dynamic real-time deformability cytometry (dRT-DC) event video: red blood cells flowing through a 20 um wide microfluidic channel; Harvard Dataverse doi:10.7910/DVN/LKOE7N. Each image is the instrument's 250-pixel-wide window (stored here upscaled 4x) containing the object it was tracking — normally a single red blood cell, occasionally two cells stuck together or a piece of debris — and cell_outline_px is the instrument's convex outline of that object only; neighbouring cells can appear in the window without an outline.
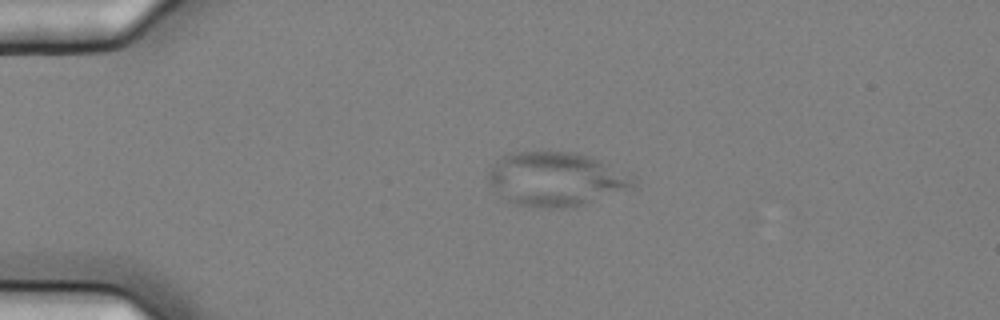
{"species": "common noctule bat (a hibernating species)", "species_latin": "Nyctalus noctula", "temperature_condition": "cold", "stored_images_in_passage": 38, "camera_frame_rate_fps": 3000, "um_per_image_px": 0.085, "animal": {"sex": "female", "body_mass_g": 25.1}, "frame": {"image": 1, "passage_image": 1, "time_ms": 0.0, "image_size_px": [1000, 320], "cell_outline_px": [[640, 180], [632, 188], [580, 204], [564, 208], [544, 208], [516, 204], [500, 196], [488, 184], [488, 172], [492, 164], [496, 160], [512, 152], [544, 148], [576, 152], [588, 156], [632, 176]], "centroid_in_image_um": [47.18, 15.17], "position_along_channel_um": 37.8, "area_um2": 46.07}}
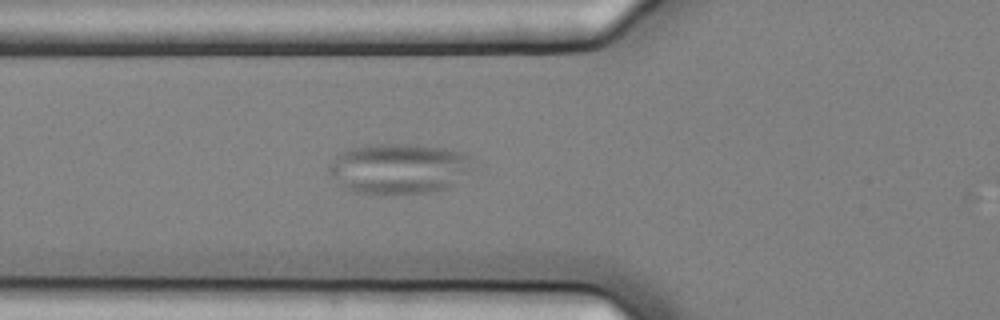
{"frame": {"image": 2, "passage_image": 9, "time_ms": 2.667, "image_size_px": [1000, 320], "cell_outline_px": [[472, 168], [468, 172], [448, 188], [432, 192], [356, 192], [344, 188], [332, 176], [328, 168], [328, 164], [336, 156], [348, 148], [380, 144], [416, 144], [444, 148], [460, 152], [468, 156]], "centroid_in_image_um": [33.89, 14.3], "position_along_channel_um": 91.9, "area_um2": 41.44}}
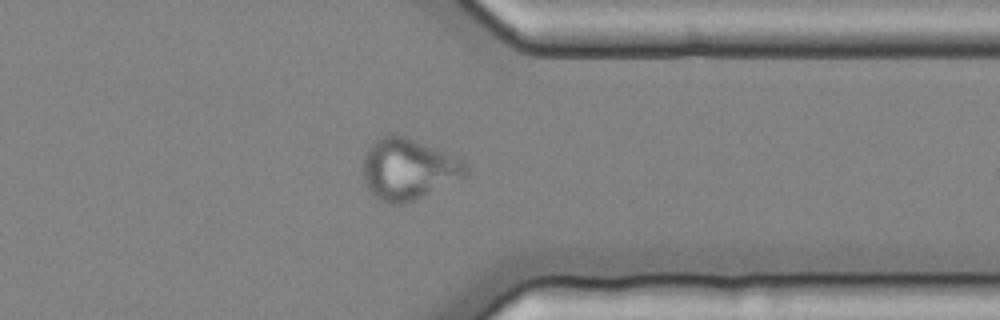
{"frame": {"image": 3, "passage_image": 33, "time_ms": 10.667, "image_size_px": [1000, 320], "cell_outline_px": [[468, 176], [424, 196], [404, 204], [388, 204], [372, 196], [364, 184], [360, 168], [364, 156], [368, 148], [380, 136], [388, 132], [396, 132], [436, 148], [464, 160], [468, 164]], "centroid_in_image_um": [34.67, 14.37], "position_along_channel_um": 376.7, "area_um2": 37.74}}